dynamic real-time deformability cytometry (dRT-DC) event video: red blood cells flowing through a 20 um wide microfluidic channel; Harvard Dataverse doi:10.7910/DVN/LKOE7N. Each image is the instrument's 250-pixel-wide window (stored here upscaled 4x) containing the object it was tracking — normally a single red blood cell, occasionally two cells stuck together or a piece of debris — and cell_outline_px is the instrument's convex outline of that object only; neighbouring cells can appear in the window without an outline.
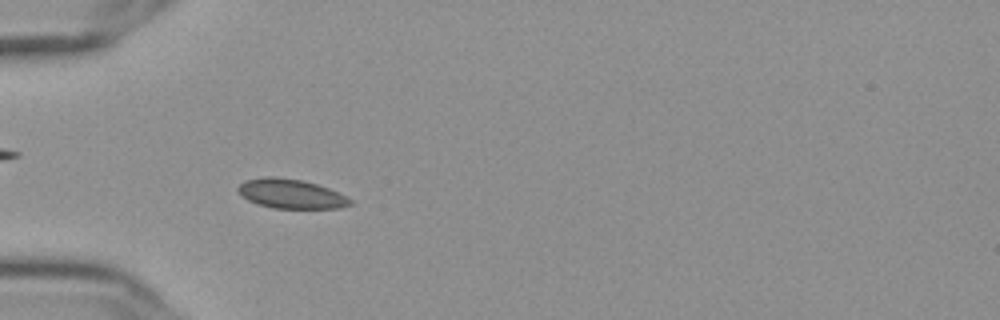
{"species": "Egyptian fruit bat (a non-hibernating species)", "species_latin": "Rousettus aegyptiacus", "temperature_condition": "cold", "stored_images_in_passage": 50, "camera_frame_rate_fps": 3000, "um_per_image_px": 0.085, "frame": {"image": 1, "passage_image": 11, "time_ms": 3.333, "image_size_px": [1000, 320], "cell_outline_px": [[352, 204], [340, 208], [272, 208], [256, 204], [248, 200], [236, 188], [244, 180], [268, 176], [272, 176], [300, 180], [316, 184], [328, 188], [352, 200]], "centroid_in_image_um": [24.7, 16.48], "position_along_channel_um": 60.3, "area_um2": 18.96}}
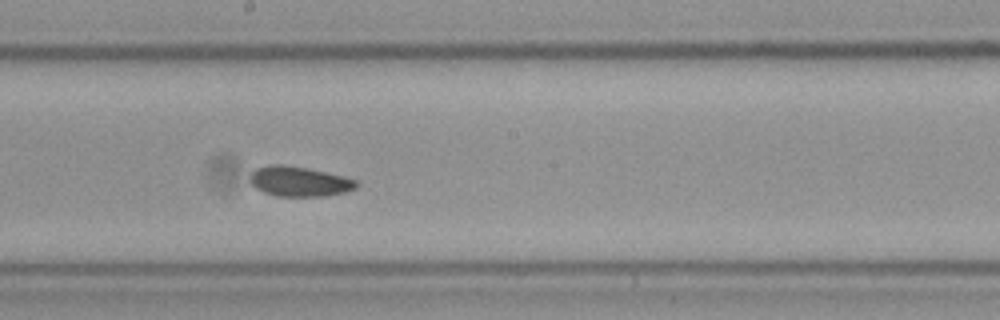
{"frame": {"image": 2, "passage_image": 25, "time_ms": 8.0, "image_size_px": [1000, 320], "cell_outline_px": [[360, 184], [356, 188], [344, 192], [324, 196], [276, 196], [264, 192], [256, 188], [252, 184], [252, 172], [256, 168], [272, 164], [284, 164], [308, 168], [344, 176], [356, 180]], "centroid_in_image_um": [25.47, 15.42], "position_along_channel_um": 222.7, "area_um2": 18.5}}
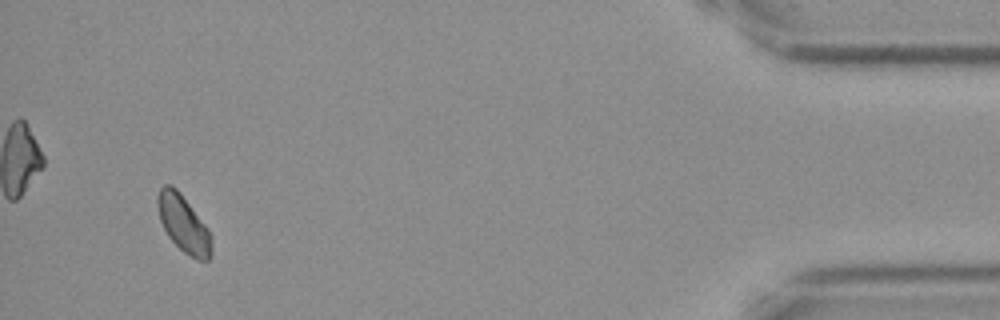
{"frame": {"image": 3, "passage_image": 47, "time_ms": 15.333, "image_size_px": [1000, 320], "cell_outline_px": [[212, 256], [208, 260], [196, 260], [184, 252], [168, 236], [160, 220], [156, 200], [160, 188], [164, 184], [168, 184], [176, 188], [180, 192], [208, 228], [212, 240]], "centroid_in_image_um": [15.61, 19.03], "position_along_channel_um": 419.6, "area_um2": 17.86}, "authors_computed_cell_mechanics": {"area_um2": 18.3804, "velocity_mm_per_s": 3.5962, "shape_relaxation_time_tau1_ms": 8.5022, "shape_relaxation_time_tau2_ms": null, "deformation_change_tau1": 0.081, "deformation_change_tau2": null}}